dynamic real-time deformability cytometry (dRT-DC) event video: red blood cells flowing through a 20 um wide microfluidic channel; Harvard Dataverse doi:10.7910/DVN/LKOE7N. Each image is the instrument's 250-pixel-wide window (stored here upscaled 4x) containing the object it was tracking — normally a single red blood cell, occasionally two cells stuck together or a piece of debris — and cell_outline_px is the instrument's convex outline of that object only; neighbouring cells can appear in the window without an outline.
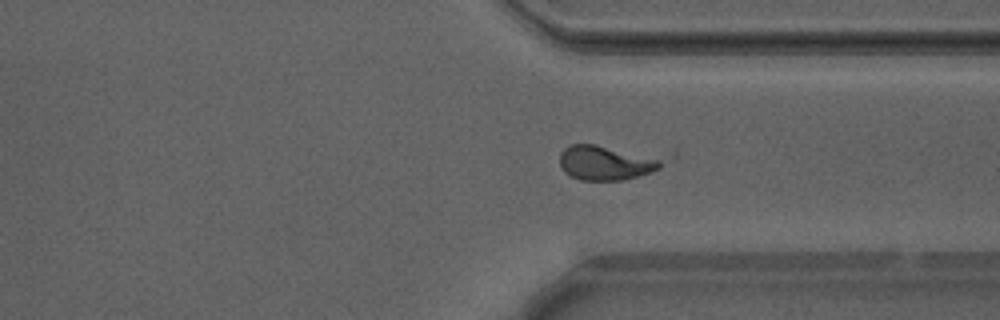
{"species": "Egyptian fruit bat (a non-hibernating species)", "species_latin": "Rousettus aegyptiacus", "temperature_condition": "warm", "stored_images_in_passage": 53, "camera_frame_rate_fps": 3000, "um_per_image_px": 0.085, "animal": {"sex": "male"}, "frame": {"image": 1, "passage_image": 39, "time_ms": 12.667, "image_size_px": [1000, 320], "cell_outline_px": [[676, 156], [660, 168], [624, 180], [580, 180], [564, 172], [560, 164], [560, 152], [568, 144], [592, 144]], "centroid_in_image_um": [51.72, 13.78], "position_along_channel_um": 359.7, "area_um2": 21.85}}
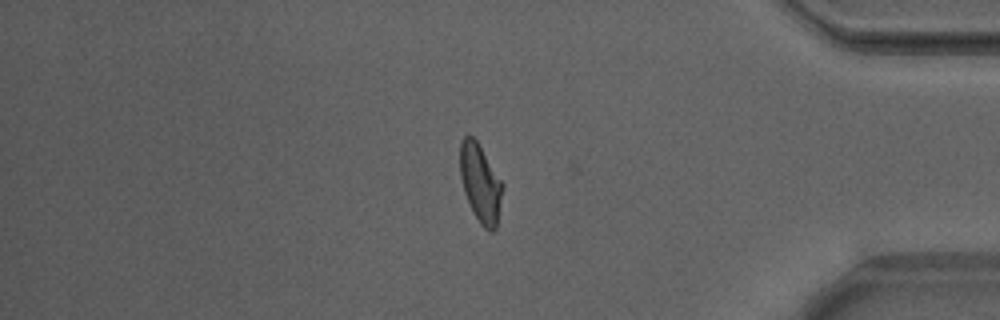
{"frame": {"image": 2, "passage_image": 44, "time_ms": 14.333, "image_size_px": [1000, 320], "cell_outline_px": [[504, 184], [496, 228], [492, 232], [488, 232], [480, 224], [472, 212], [464, 192], [460, 176], [460, 140], [464, 136], [472, 136], [476, 140]], "centroid_in_image_um": [40.83, 15.6], "position_along_channel_um": 394.4, "area_um2": 19.42}}
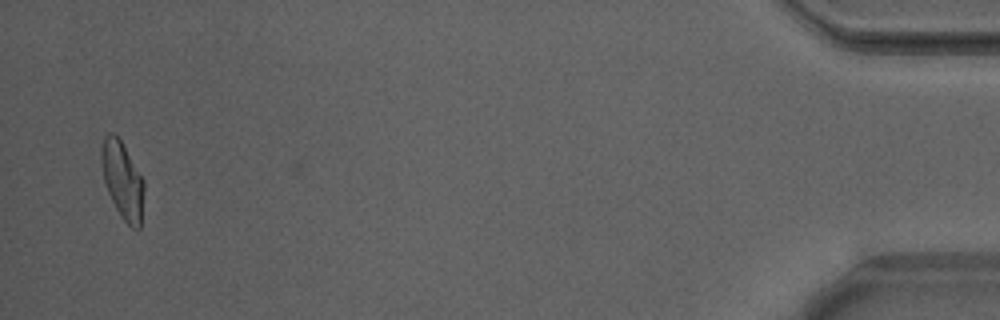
{"frame": {"image": 3, "passage_image": 51, "time_ms": 16.667, "image_size_px": [1000, 320], "cell_outline_px": [[144, 192], [140, 228], [132, 228], [120, 216], [108, 192], [104, 180], [100, 160], [100, 148], [104, 136], [108, 132], [112, 132], [120, 140], [144, 180]], "centroid_in_image_um": [10.4, 15.3], "position_along_channel_um": 424.8, "area_um2": 19.07}, "authors_computed_cell_mechanics": {"area_um2": 19.4208, "velocity_mm_per_s": 3.8585, "shape_relaxation_time_tau1_ms": 8.0579, "shape_relaxation_time_tau2_ms": 1.6568, "deformation_change_tau1": 0.2278, "deformation_change_tau2": 0.0926}}